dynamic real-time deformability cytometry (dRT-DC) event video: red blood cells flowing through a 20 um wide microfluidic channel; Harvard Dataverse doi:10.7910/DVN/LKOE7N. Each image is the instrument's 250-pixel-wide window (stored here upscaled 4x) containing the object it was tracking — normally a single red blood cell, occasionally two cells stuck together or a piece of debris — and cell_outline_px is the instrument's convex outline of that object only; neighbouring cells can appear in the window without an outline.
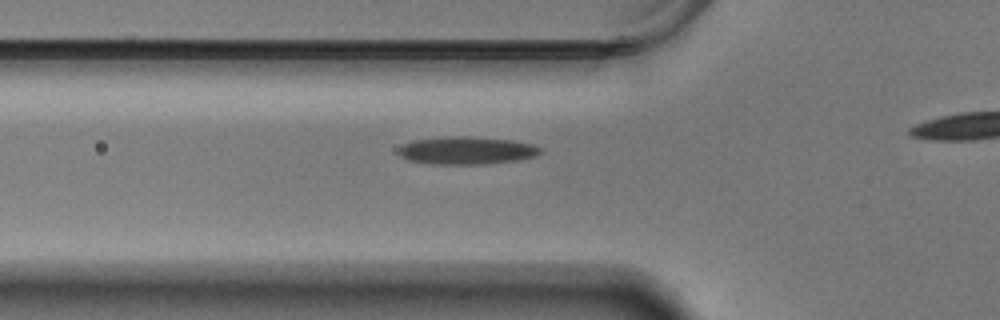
{"species": "Egyptian fruit bat (a non-hibernating species)", "species_latin": "Rousettus aegyptiacus", "temperature_condition": "warm", "stored_images_in_passage": 32, "camera_frame_rate_fps": 3000, "um_per_image_px": 0.085, "animal": {"sex": "male"}, "frame": {"image": 1, "passage_image": 2, "time_ms": 0.333, "image_size_px": [1000, 320], "cell_outline_px": [[544, 152], [536, 156], [516, 160], [484, 164], [432, 164], [408, 160], [400, 156], [400, 148], [404, 144], [412, 140], [452, 136], [464, 136], [512, 140], [532, 144], [540, 148]], "centroid_in_image_um": [39.69, 12.79], "position_along_channel_um": 86.1, "area_um2": 22.77}}
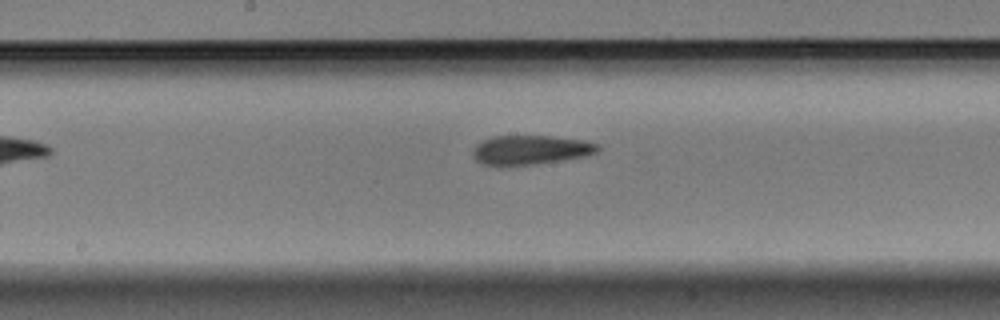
{"frame": {"image": 2, "passage_image": 12, "time_ms": 3.667, "image_size_px": [1000, 320], "cell_outline_px": [[600, 148], [596, 152], [584, 156], [564, 160], [536, 164], [500, 168], [480, 164], [472, 156], [472, 152], [476, 144], [492, 136], [548, 136], [584, 140], [600, 144]], "centroid_in_image_um": [45.03, 12.78], "position_along_channel_um": 203.2, "area_um2": 21.91}}
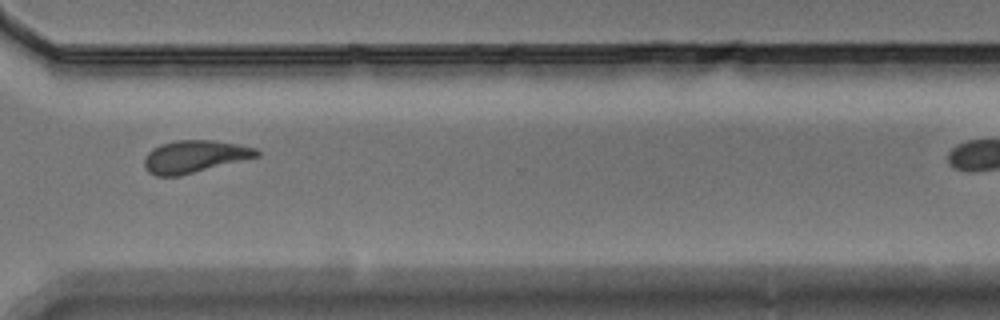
{"frame": {"image": 3, "passage_image": 25, "time_ms": 8.0, "image_size_px": [1000, 320], "cell_outline_px": [[260, 156], [180, 176], [156, 176], [148, 172], [144, 168], [144, 156], [152, 148], [160, 144], [176, 140], [212, 140], [236, 144], [256, 148], [260, 152]], "centroid_in_image_um": [16.5, 13.31], "position_along_channel_um": 354.1, "area_um2": 21.33}}